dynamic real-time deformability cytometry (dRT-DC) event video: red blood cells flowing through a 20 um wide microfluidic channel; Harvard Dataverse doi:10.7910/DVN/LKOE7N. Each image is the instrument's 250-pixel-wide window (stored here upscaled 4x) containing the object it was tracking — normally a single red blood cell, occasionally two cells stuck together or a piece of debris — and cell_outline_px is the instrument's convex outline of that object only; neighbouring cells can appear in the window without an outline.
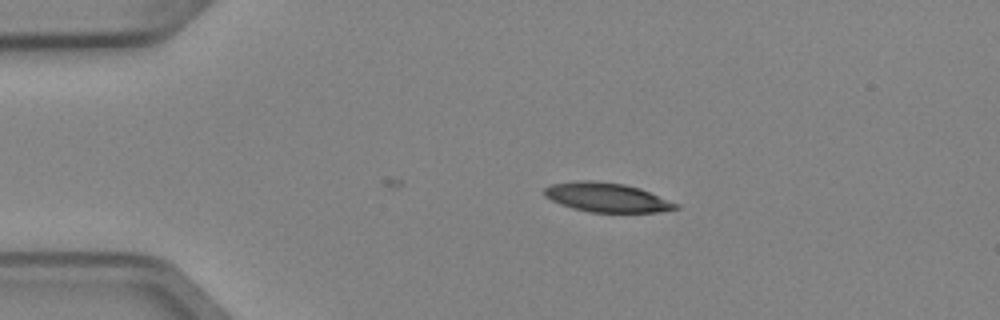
{"species": "Egyptian fruit bat (a non-hibernating species)", "species_latin": "Rousettus aegyptiacus", "temperature_condition": "cold", "stored_images_in_passage": 5, "camera_frame_rate_fps": 3000, "um_per_image_px": 0.085, "animal": {"sex": "female"}, "frame": {"image": 1, "passage_image": 5, "time_ms": 1.333, "image_size_px": [1000, 320], "cell_outline_px": [[680, 208], [660, 212], [592, 212], [572, 208], [560, 204], [544, 196], [540, 192], [544, 188], [552, 184], [576, 180], [592, 180], [624, 184], [640, 188], [680, 204]], "centroid_in_image_um": [51.57, 16.77], "position_along_channel_um": 33.4, "area_um2": 22.6}}